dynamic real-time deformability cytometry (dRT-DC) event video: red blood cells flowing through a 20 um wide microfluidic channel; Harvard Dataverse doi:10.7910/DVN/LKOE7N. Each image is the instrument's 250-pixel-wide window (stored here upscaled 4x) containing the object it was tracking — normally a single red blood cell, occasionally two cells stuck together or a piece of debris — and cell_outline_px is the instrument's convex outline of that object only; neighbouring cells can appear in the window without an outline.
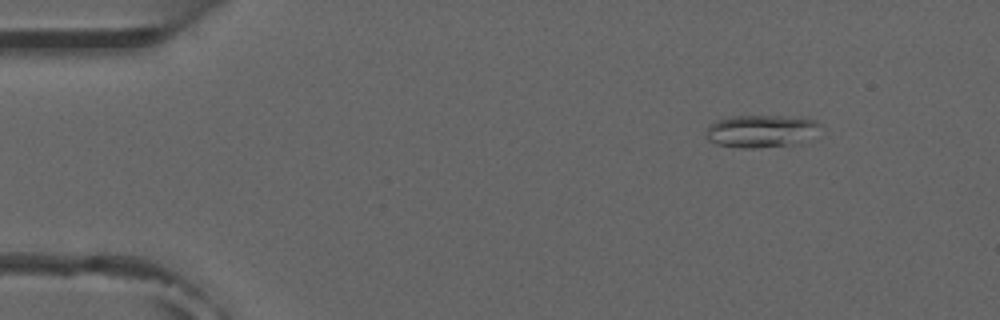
{"species": "common noctule bat (a hibernating species)", "species_latin": "Nyctalus noctula", "temperature_condition": "room temperature", "stored_images_in_passage": 6, "camera_frame_rate_fps": 3000, "um_per_image_px": 0.085, "animal": {"sex": "male", "forearm_length_mm": 52.5}, "frame": {"image": 1, "passage_image": 2, "time_ms": 2.0, "image_size_px": [1000, 320], "cell_outline_px": [[820, 124], [800, 144], [756, 148], [740, 148], [716, 144], [708, 140], [708, 128], [716, 120], [728, 116], [804, 116], [816, 120]], "centroid_in_image_um": [64.68, 11.13], "position_along_channel_um": 20.3, "area_um2": 21.56}}
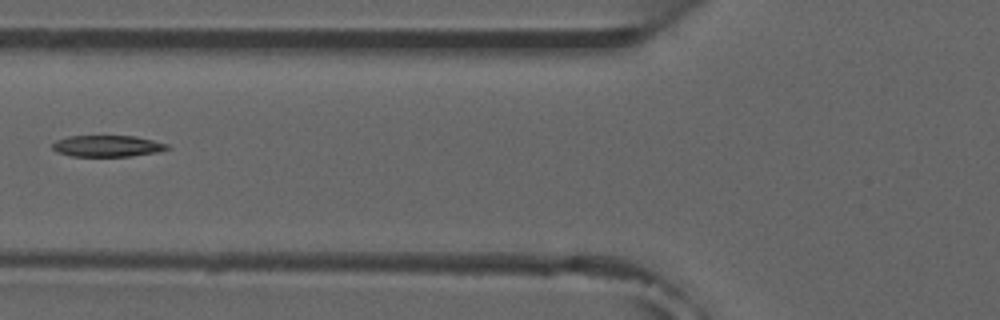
{"frame": {"image": 2, "passage_image": 6, "time_ms": 6.667, "image_size_px": [1000, 320], "cell_outline_px": [[172, 148], [156, 152], [132, 156], [72, 156], [56, 152], [52, 148], [52, 144], [56, 140], [68, 136], [136, 136], [168, 144]], "centroid_in_image_um": [9.12, 12.41], "position_along_channel_um": 116.7, "area_um2": 14.33}}